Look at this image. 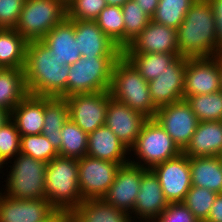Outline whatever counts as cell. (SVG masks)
Segmentation results:
<instances>
[{
  "mask_svg": "<svg viewBox=\"0 0 222 222\" xmlns=\"http://www.w3.org/2000/svg\"><path fill=\"white\" fill-rule=\"evenodd\" d=\"M69 70L42 40L27 42L24 75L30 95L67 98Z\"/></svg>",
  "mask_w": 222,
  "mask_h": 222,
  "instance_id": "6da1fadb",
  "label": "cell"
},
{
  "mask_svg": "<svg viewBox=\"0 0 222 222\" xmlns=\"http://www.w3.org/2000/svg\"><path fill=\"white\" fill-rule=\"evenodd\" d=\"M180 56L208 58L218 55L216 23L208 0H196L177 29Z\"/></svg>",
  "mask_w": 222,
  "mask_h": 222,
  "instance_id": "7a4b0ae2",
  "label": "cell"
},
{
  "mask_svg": "<svg viewBox=\"0 0 222 222\" xmlns=\"http://www.w3.org/2000/svg\"><path fill=\"white\" fill-rule=\"evenodd\" d=\"M46 200L58 211L70 213L83 201L78 184V160L56 156L47 163Z\"/></svg>",
  "mask_w": 222,
  "mask_h": 222,
  "instance_id": "3957f363",
  "label": "cell"
},
{
  "mask_svg": "<svg viewBox=\"0 0 222 222\" xmlns=\"http://www.w3.org/2000/svg\"><path fill=\"white\" fill-rule=\"evenodd\" d=\"M109 92L116 101L142 113L147 118H154L157 108L151 101L148 81L123 54L113 67Z\"/></svg>",
  "mask_w": 222,
  "mask_h": 222,
  "instance_id": "277c9868",
  "label": "cell"
},
{
  "mask_svg": "<svg viewBox=\"0 0 222 222\" xmlns=\"http://www.w3.org/2000/svg\"><path fill=\"white\" fill-rule=\"evenodd\" d=\"M10 164V165H9ZM12 164V165H11ZM5 184L0 191L15 199H46L45 174L47 163L18 153L6 163ZM2 189V190H1Z\"/></svg>",
  "mask_w": 222,
  "mask_h": 222,
  "instance_id": "5b68a950",
  "label": "cell"
},
{
  "mask_svg": "<svg viewBox=\"0 0 222 222\" xmlns=\"http://www.w3.org/2000/svg\"><path fill=\"white\" fill-rule=\"evenodd\" d=\"M181 153L182 151L173 139L156 120L148 118L142 125L136 143L129 150V154H131L129 162L144 169H152L154 166L173 159Z\"/></svg>",
  "mask_w": 222,
  "mask_h": 222,
  "instance_id": "8992f818",
  "label": "cell"
},
{
  "mask_svg": "<svg viewBox=\"0 0 222 222\" xmlns=\"http://www.w3.org/2000/svg\"><path fill=\"white\" fill-rule=\"evenodd\" d=\"M66 17V0H25L15 29L28 42L39 41Z\"/></svg>",
  "mask_w": 222,
  "mask_h": 222,
  "instance_id": "52a82bcc",
  "label": "cell"
},
{
  "mask_svg": "<svg viewBox=\"0 0 222 222\" xmlns=\"http://www.w3.org/2000/svg\"><path fill=\"white\" fill-rule=\"evenodd\" d=\"M119 57H81L70 65L67 97L75 94L109 91L112 71Z\"/></svg>",
  "mask_w": 222,
  "mask_h": 222,
  "instance_id": "ba28073f",
  "label": "cell"
},
{
  "mask_svg": "<svg viewBox=\"0 0 222 222\" xmlns=\"http://www.w3.org/2000/svg\"><path fill=\"white\" fill-rule=\"evenodd\" d=\"M128 162H111L90 157L78 159V184L83 200L102 199L112 185L118 168Z\"/></svg>",
  "mask_w": 222,
  "mask_h": 222,
  "instance_id": "9c48e42d",
  "label": "cell"
},
{
  "mask_svg": "<svg viewBox=\"0 0 222 222\" xmlns=\"http://www.w3.org/2000/svg\"><path fill=\"white\" fill-rule=\"evenodd\" d=\"M109 91L75 94L66 99L69 104V117L87 134L105 125Z\"/></svg>",
  "mask_w": 222,
  "mask_h": 222,
  "instance_id": "30bf717a",
  "label": "cell"
},
{
  "mask_svg": "<svg viewBox=\"0 0 222 222\" xmlns=\"http://www.w3.org/2000/svg\"><path fill=\"white\" fill-rule=\"evenodd\" d=\"M154 119L181 151L190 142L199 123L197 116L192 112L186 100L158 108Z\"/></svg>",
  "mask_w": 222,
  "mask_h": 222,
  "instance_id": "8fae6325",
  "label": "cell"
},
{
  "mask_svg": "<svg viewBox=\"0 0 222 222\" xmlns=\"http://www.w3.org/2000/svg\"><path fill=\"white\" fill-rule=\"evenodd\" d=\"M157 176L168 203L183 202L192 187L189 157L181 153L151 169Z\"/></svg>",
  "mask_w": 222,
  "mask_h": 222,
  "instance_id": "7c38bea8",
  "label": "cell"
},
{
  "mask_svg": "<svg viewBox=\"0 0 222 222\" xmlns=\"http://www.w3.org/2000/svg\"><path fill=\"white\" fill-rule=\"evenodd\" d=\"M168 205L157 176L151 169L141 167L140 188L129 215L131 221L154 222Z\"/></svg>",
  "mask_w": 222,
  "mask_h": 222,
  "instance_id": "4fadbf2b",
  "label": "cell"
},
{
  "mask_svg": "<svg viewBox=\"0 0 222 222\" xmlns=\"http://www.w3.org/2000/svg\"><path fill=\"white\" fill-rule=\"evenodd\" d=\"M186 63V57L178 56L161 75L148 82L151 101L157 109L184 100Z\"/></svg>",
  "mask_w": 222,
  "mask_h": 222,
  "instance_id": "5bb4252c",
  "label": "cell"
},
{
  "mask_svg": "<svg viewBox=\"0 0 222 222\" xmlns=\"http://www.w3.org/2000/svg\"><path fill=\"white\" fill-rule=\"evenodd\" d=\"M220 90L219 63L215 57L187 58L184 97L206 95Z\"/></svg>",
  "mask_w": 222,
  "mask_h": 222,
  "instance_id": "9a60e30c",
  "label": "cell"
},
{
  "mask_svg": "<svg viewBox=\"0 0 222 222\" xmlns=\"http://www.w3.org/2000/svg\"><path fill=\"white\" fill-rule=\"evenodd\" d=\"M141 183V167L130 162L121 165L114 182L108 188L102 200L117 209L131 214Z\"/></svg>",
  "mask_w": 222,
  "mask_h": 222,
  "instance_id": "2e32d148",
  "label": "cell"
},
{
  "mask_svg": "<svg viewBox=\"0 0 222 222\" xmlns=\"http://www.w3.org/2000/svg\"><path fill=\"white\" fill-rule=\"evenodd\" d=\"M179 54L177 30L150 20L145 29L123 50L122 54Z\"/></svg>",
  "mask_w": 222,
  "mask_h": 222,
  "instance_id": "e0dca14e",
  "label": "cell"
},
{
  "mask_svg": "<svg viewBox=\"0 0 222 222\" xmlns=\"http://www.w3.org/2000/svg\"><path fill=\"white\" fill-rule=\"evenodd\" d=\"M148 118L142 113L111 98L105 125L130 150L137 141L142 125Z\"/></svg>",
  "mask_w": 222,
  "mask_h": 222,
  "instance_id": "ac0fdd59",
  "label": "cell"
},
{
  "mask_svg": "<svg viewBox=\"0 0 222 222\" xmlns=\"http://www.w3.org/2000/svg\"><path fill=\"white\" fill-rule=\"evenodd\" d=\"M75 39L82 57L122 55V49L99 28L96 21L75 20Z\"/></svg>",
  "mask_w": 222,
  "mask_h": 222,
  "instance_id": "d6986e66",
  "label": "cell"
},
{
  "mask_svg": "<svg viewBox=\"0 0 222 222\" xmlns=\"http://www.w3.org/2000/svg\"><path fill=\"white\" fill-rule=\"evenodd\" d=\"M55 211L46 199H15L0 191V222H43Z\"/></svg>",
  "mask_w": 222,
  "mask_h": 222,
  "instance_id": "ffe728a7",
  "label": "cell"
},
{
  "mask_svg": "<svg viewBox=\"0 0 222 222\" xmlns=\"http://www.w3.org/2000/svg\"><path fill=\"white\" fill-rule=\"evenodd\" d=\"M42 41L53 51L61 65L74 64L82 57L75 39V20L66 17Z\"/></svg>",
  "mask_w": 222,
  "mask_h": 222,
  "instance_id": "44dd1931",
  "label": "cell"
},
{
  "mask_svg": "<svg viewBox=\"0 0 222 222\" xmlns=\"http://www.w3.org/2000/svg\"><path fill=\"white\" fill-rule=\"evenodd\" d=\"M182 153L187 157L220 156L222 154V121L199 122Z\"/></svg>",
  "mask_w": 222,
  "mask_h": 222,
  "instance_id": "7402d4cb",
  "label": "cell"
},
{
  "mask_svg": "<svg viewBox=\"0 0 222 222\" xmlns=\"http://www.w3.org/2000/svg\"><path fill=\"white\" fill-rule=\"evenodd\" d=\"M87 155L111 162H129V149L103 125L88 134Z\"/></svg>",
  "mask_w": 222,
  "mask_h": 222,
  "instance_id": "603a6c76",
  "label": "cell"
},
{
  "mask_svg": "<svg viewBox=\"0 0 222 222\" xmlns=\"http://www.w3.org/2000/svg\"><path fill=\"white\" fill-rule=\"evenodd\" d=\"M20 135L42 133L44 124V96L28 94L10 113Z\"/></svg>",
  "mask_w": 222,
  "mask_h": 222,
  "instance_id": "cb8c5ba5",
  "label": "cell"
},
{
  "mask_svg": "<svg viewBox=\"0 0 222 222\" xmlns=\"http://www.w3.org/2000/svg\"><path fill=\"white\" fill-rule=\"evenodd\" d=\"M68 222H131V219L125 211L102 199H89L68 213Z\"/></svg>",
  "mask_w": 222,
  "mask_h": 222,
  "instance_id": "d4e9b609",
  "label": "cell"
},
{
  "mask_svg": "<svg viewBox=\"0 0 222 222\" xmlns=\"http://www.w3.org/2000/svg\"><path fill=\"white\" fill-rule=\"evenodd\" d=\"M192 186L222 193V161L219 156L189 157Z\"/></svg>",
  "mask_w": 222,
  "mask_h": 222,
  "instance_id": "484cf974",
  "label": "cell"
},
{
  "mask_svg": "<svg viewBox=\"0 0 222 222\" xmlns=\"http://www.w3.org/2000/svg\"><path fill=\"white\" fill-rule=\"evenodd\" d=\"M69 104L62 97H44V124L42 134L58 152L61 147V129L69 117Z\"/></svg>",
  "mask_w": 222,
  "mask_h": 222,
  "instance_id": "4316f807",
  "label": "cell"
},
{
  "mask_svg": "<svg viewBox=\"0 0 222 222\" xmlns=\"http://www.w3.org/2000/svg\"><path fill=\"white\" fill-rule=\"evenodd\" d=\"M28 94L24 69L0 68V108L11 113Z\"/></svg>",
  "mask_w": 222,
  "mask_h": 222,
  "instance_id": "83f0119b",
  "label": "cell"
},
{
  "mask_svg": "<svg viewBox=\"0 0 222 222\" xmlns=\"http://www.w3.org/2000/svg\"><path fill=\"white\" fill-rule=\"evenodd\" d=\"M27 42L15 28H0V68L24 69Z\"/></svg>",
  "mask_w": 222,
  "mask_h": 222,
  "instance_id": "f1b7e54d",
  "label": "cell"
},
{
  "mask_svg": "<svg viewBox=\"0 0 222 222\" xmlns=\"http://www.w3.org/2000/svg\"><path fill=\"white\" fill-rule=\"evenodd\" d=\"M148 82L157 78L180 54L139 53L123 54Z\"/></svg>",
  "mask_w": 222,
  "mask_h": 222,
  "instance_id": "f546056e",
  "label": "cell"
},
{
  "mask_svg": "<svg viewBox=\"0 0 222 222\" xmlns=\"http://www.w3.org/2000/svg\"><path fill=\"white\" fill-rule=\"evenodd\" d=\"M87 145L88 134L69 118L61 129V147L58 154L78 160L87 155Z\"/></svg>",
  "mask_w": 222,
  "mask_h": 222,
  "instance_id": "4dcf8cb0",
  "label": "cell"
},
{
  "mask_svg": "<svg viewBox=\"0 0 222 222\" xmlns=\"http://www.w3.org/2000/svg\"><path fill=\"white\" fill-rule=\"evenodd\" d=\"M192 112L201 121H222V90L206 95L184 97Z\"/></svg>",
  "mask_w": 222,
  "mask_h": 222,
  "instance_id": "1f68e13d",
  "label": "cell"
},
{
  "mask_svg": "<svg viewBox=\"0 0 222 222\" xmlns=\"http://www.w3.org/2000/svg\"><path fill=\"white\" fill-rule=\"evenodd\" d=\"M196 0H159L155 14L151 17L156 23L178 29L186 13Z\"/></svg>",
  "mask_w": 222,
  "mask_h": 222,
  "instance_id": "d6a6232c",
  "label": "cell"
},
{
  "mask_svg": "<svg viewBox=\"0 0 222 222\" xmlns=\"http://www.w3.org/2000/svg\"><path fill=\"white\" fill-rule=\"evenodd\" d=\"M124 19V48L131 43L149 24L151 17L134 0L122 7Z\"/></svg>",
  "mask_w": 222,
  "mask_h": 222,
  "instance_id": "836d02e7",
  "label": "cell"
},
{
  "mask_svg": "<svg viewBox=\"0 0 222 222\" xmlns=\"http://www.w3.org/2000/svg\"><path fill=\"white\" fill-rule=\"evenodd\" d=\"M99 28L122 50L124 49V19L120 6L107 5L95 20Z\"/></svg>",
  "mask_w": 222,
  "mask_h": 222,
  "instance_id": "e575fe53",
  "label": "cell"
},
{
  "mask_svg": "<svg viewBox=\"0 0 222 222\" xmlns=\"http://www.w3.org/2000/svg\"><path fill=\"white\" fill-rule=\"evenodd\" d=\"M216 196L217 193L207 188L192 186L186 193L182 203L200 222H204L208 218Z\"/></svg>",
  "mask_w": 222,
  "mask_h": 222,
  "instance_id": "d590c367",
  "label": "cell"
},
{
  "mask_svg": "<svg viewBox=\"0 0 222 222\" xmlns=\"http://www.w3.org/2000/svg\"><path fill=\"white\" fill-rule=\"evenodd\" d=\"M20 153L45 163H48L59 155L50 141L42 133L21 136Z\"/></svg>",
  "mask_w": 222,
  "mask_h": 222,
  "instance_id": "8d00e7d4",
  "label": "cell"
},
{
  "mask_svg": "<svg viewBox=\"0 0 222 222\" xmlns=\"http://www.w3.org/2000/svg\"><path fill=\"white\" fill-rule=\"evenodd\" d=\"M106 6V0H66L67 18L95 21Z\"/></svg>",
  "mask_w": 222,
  "mask_h": 222,
  "instance_id": "74e56055",
  "label": "cell"
},
{
  "mask_svg": "<svg viewBox=\"0 0 222 222\" xmlns=\"http://www.w3.org/2000/svg\"><path fill=\"white\" fill-rule=\"evenodd\" d=\"M21 135L10 118L0 128V157L8 163L20 153Z\"/></svg>",
  "mask_w": 222,
  "mask_h": 222,
  "instance_id": "f35d334b",
  "label": "cell"
},
{
  "mask_svg": "<svg viewBox=\"0 0 222 222\" xmlns=\"http://www.w3.org/2000/svg\"><path fill=\"white\" fill-rule=\"evenodd\" d=\"M25 0H0V28H15Z\"/></svg>",
  "mask_w": 222,
  "mask_h": 222,
  "instance_id": "ab89813d",
  "label": "cell"
},
{
  "mask_svg": "<svg viewBox=\"0 0 222 222\" xmlns=\"http://www.w3.org/2000/svg\"><path fill=\"white\" fill-rule=\"evenodd\" d=\"M154 222H200L182 203H169Z\"/></svg>",
  "mask_w": 222,
  "mask_h": 222,
  "instance_id": "60d3db41",
  "label": "cell"
},
{
  "mask_svg": "<svg viewBox=\"0 0 222 222\" xmlns=\"http://www.w3.org/2000/svg\"><path fill=\"white\" fill-rule=\"evenodd\" d=\"M211 5L216 23V36L218 43V54L222 53V0H208Z\"/></svg>",
  "mask_w": 222,
  "mask_h": 222,
  "instance_id": "b9f144b4",
  "label": "cell"
},
{
  "mask_svg": "<svg viewBox=\"0 0 222 222\" xmlns=\"http://www.w3.org/2000/svg\"><path fill=\"white\" fill-rule=\"evenodd\" d=\"M204 222H222V193H218Z\"/></svg>",
  "mask_w": 222,
  "mask_h": 222,
  "instance_id": "7bdbcfd3",
  "label": "cell"
},
{
  "mask_svg": "<svg viewBox=\"0 0 222 222\" xmlns=\"http://www.w3.org/2000/svg\"><path fill=\"white\" fill-rule=\"evenodd\" d=\"M137 2L139 7L152 17L155 14L156 8L158 7L159 0H134Z\"/></svg>",
  "mask_w": 222,
  "mask_h": 222,
  "instance_id": "ee69618b",
  "label": "cell"
},
{
  "mask_svg": "<svg viewBox=\"0 0 222 222\" xmlns=\"http://www.w3.org/2000/svg\"><path fill=\"white\" fill-rule=\"evenodd\" d=\"M43 222H68V214L56 210L47 220Z\"/></svg>",
  "mask_w": 222,
  "mask_h": 222,
  "instance_id": "f6af8a7d",
  "label": "cell"
},
{
  "mask_svg": "<svg viewBox=\"0 0 222 222\" xmlns=\"http://www.w3.org/2000/svg\"><path fill=\"white\" fill-rule=\"evenodd\" d=\"M10 119V113L2 108H0V128Z\"/></svg>",
  "mask_w": 222,
  "mask_h": 222,
  "instance_id": "bcb514c9",
  "label": "cell"
},
{
  "mask_svg": "<svg viewBox=\"0 0 222 222\" xmlns=\"http://www.w3.org/2000/svg\"><path fill=\"white\" fill-rule=\"evenodd\" d=\"M129 0H106L107 5L122 7Z\"/></svg>",
  "mask_w": 222,
  "mask_h": 222,
  "instance_id": "7dc6e473",
  "label": "cell"
},
{
  "mask_svg": "<svg viewBox=\"0 0 222 222\" xmlns=\"http://www.w3.org/2000/svg\"><path fill=\"white\" fill-rule=\"evenodd\" d=\"M219 63L220 79H221V90H222V53L215 56Z\"/></svg>",
  "mask_w": 222,
  "mask_h": 222,
  "instance_id": "c3c4849f",
  "label": "cell"
},
{
  "mask_svg": "<svg viewBox=\"0 0 222 222\" xmlns=\"http://www.w3.org/2000/svg\"><path fill=\"white\" fill-rule=\"evenodd\" d=\"M4 167H6V163H5V161L0 157V175L2 174V176H0V179H1V177H2V179H3V176L6 174V173H4V171H6V169L4 170L3 168ZM3 169V170H2Z\"/></svg>",
  "mask_w": 222,
  "mask_h": 222,
  "instance_id": "681fc988",
  "label": "cell"
}]
</instances>
